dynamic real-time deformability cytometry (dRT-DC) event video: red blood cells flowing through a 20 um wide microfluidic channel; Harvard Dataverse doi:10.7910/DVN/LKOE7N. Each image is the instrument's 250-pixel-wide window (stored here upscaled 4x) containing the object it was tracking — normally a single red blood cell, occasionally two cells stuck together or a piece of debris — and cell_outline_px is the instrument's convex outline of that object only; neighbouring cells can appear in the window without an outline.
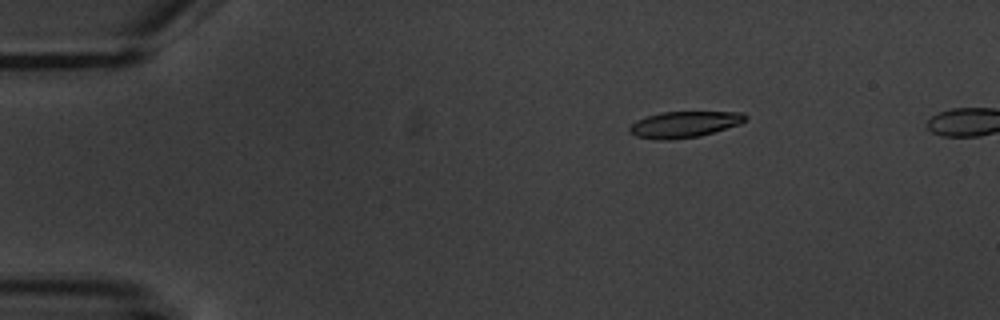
{"species": "common noctule bat (a hibernating species)", "species_latin": "Nyctalus noctula", "temperature_condition": "warm", "stored_images_in_passage": 5, "camera_frame_rate_fps": 3000, "um_per_image_px": 0.085, "animal": {"sex": "male", "body_mass_g": 20.1, "forearm_length_mm": 53.5}, "frame": {"image": 1, "passage_image": 2, "time_ms": 1.0, "image_size_px": [1000, 320], "cell_outline_px": [[748, 120], [740, 124], [700, 136], [668, 140], [636, 136], [628, 132], [628, 128], [636, 120], [648, 116], [664, 112], [740, 112], [748, 116]], "centroid_in_image_um": [58.19, 10.57], "position_along_channel_um": 26.8, "area_um2": 17.51}}